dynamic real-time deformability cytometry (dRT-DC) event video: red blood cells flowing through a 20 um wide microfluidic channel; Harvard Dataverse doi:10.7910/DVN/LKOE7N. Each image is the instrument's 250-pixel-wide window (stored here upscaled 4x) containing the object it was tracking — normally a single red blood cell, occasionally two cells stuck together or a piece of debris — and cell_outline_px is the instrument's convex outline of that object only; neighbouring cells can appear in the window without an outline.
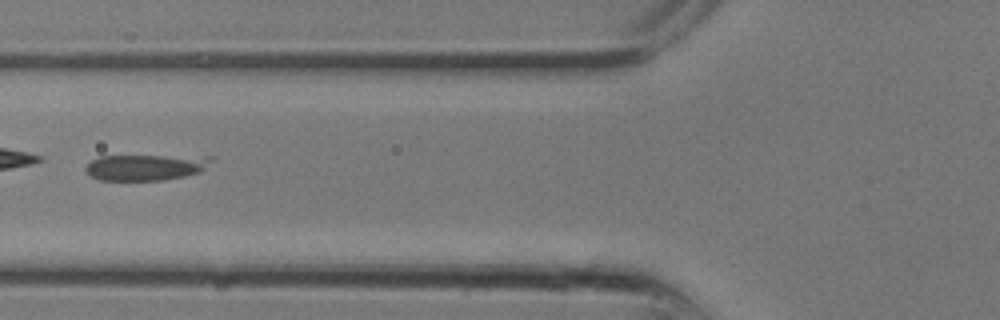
{"species": "common noctule bat (a hibernating species)", "species_latin": "Nyctalus noctula", "temperature_condition": "room temperature", "stored_images_in_passage": 8, "camera_frame_rate_fps": 3000, "um_per_image_px": 0.085, "animal": {"sex": "male", "body_mass_g": 13.3}, "frame": {"image": 1, "passage_image": 7, "time_ms": 2.0, "image_size_px": [1000, 320], "cell_outline_px": [[216, 156], [200, 172], [184, 176], [164, 180], [100, 180], [88, 176], [84, 172], [84, 168], [92, 160], [100, 156]], "centroid_in_image_um": [12.35, 14.22], "position_along_channel_um": 113.5, "area_um2": 19.13}}